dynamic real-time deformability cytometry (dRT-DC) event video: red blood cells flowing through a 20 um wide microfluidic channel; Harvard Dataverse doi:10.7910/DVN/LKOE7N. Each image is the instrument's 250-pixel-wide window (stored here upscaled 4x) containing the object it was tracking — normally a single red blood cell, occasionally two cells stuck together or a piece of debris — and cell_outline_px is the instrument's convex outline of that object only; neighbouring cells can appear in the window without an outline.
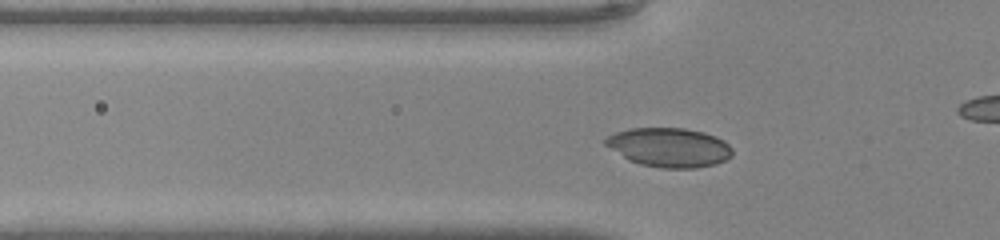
{"species": "common noctule bat (a hibernating species)", "species_latin": "Nyctalus noctula", "temperature_condition": "warm", "stored_images_in_passage": 43, "camera_frame_rate_fps": 3000, "um_per_image_px": 0.085, "animal": {"sex": "male", "body_mass_g": 20.0, "forearm_length_mm": 53.3}, "frame": {"image": 1, "passage_image": 12, "time_ms": 3.667, "image_size_px": [1000, 240], "cell_outline_px": [[732, 156], [716, 164], [696, 168], [660, 168], [640, 164], [628, 160], [604, 144], [604, 140], [608, 136], [616, 132], [628, 128], [684, 128], [704, 132], [716, 136], [724, 140], [732, 148]], "centroid_in_image_um": [56.89, 12.53], "position_along_channel_um": 68.9, "area_um2": 29.07}}
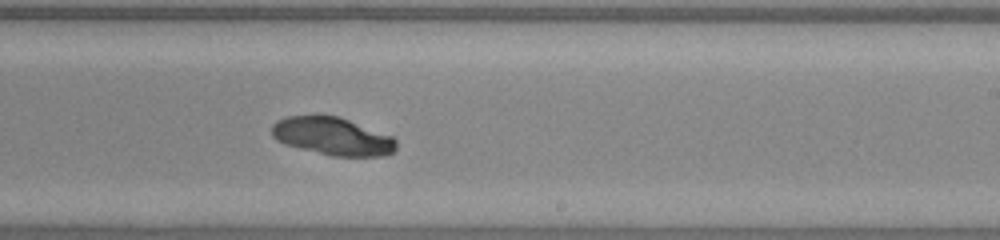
{"frame": {"image": 2, "passage_image": 25, "time_ms": 8.0, "image_size_px": [1000, 240], "cell_outline_px": [[396, 148], [388, 156], [332, 156], [284, 144], [276, 140], [272, 136], [272, 124], [276, 120], [284, 116], [336, 116], [348, 120], [392, 136], [396, 140]], "centroid_in_image_um": [28.24, 11.59], "position_along_channel_um": 260.8, "area_um2": 27.28}}
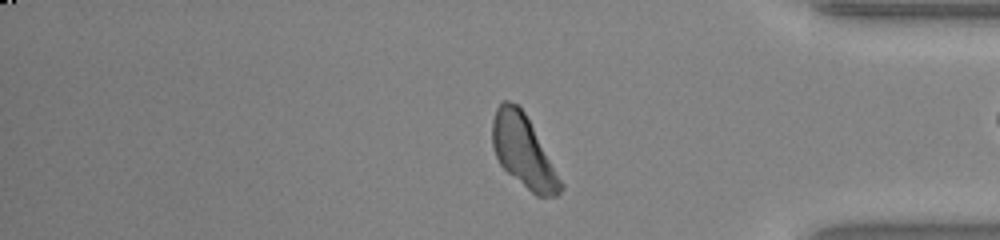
{"frame": {"image": 3, "passage_image": 35, "time_ms": 11.333, "image_size_px": [1000, 240], "cell_outline_px": [[564, 188], [556, 196], [536, 196], [508, 172], [500, 164], [496, 156], [492, 144], [492, 120], [496, 108], [500, 100], [508, 100], [520, 104], [564, 184]], "centroid_in_image_um": [44.48, 12.82], "position_along_channel_um": 390.7, "area_um2": 28.61}}